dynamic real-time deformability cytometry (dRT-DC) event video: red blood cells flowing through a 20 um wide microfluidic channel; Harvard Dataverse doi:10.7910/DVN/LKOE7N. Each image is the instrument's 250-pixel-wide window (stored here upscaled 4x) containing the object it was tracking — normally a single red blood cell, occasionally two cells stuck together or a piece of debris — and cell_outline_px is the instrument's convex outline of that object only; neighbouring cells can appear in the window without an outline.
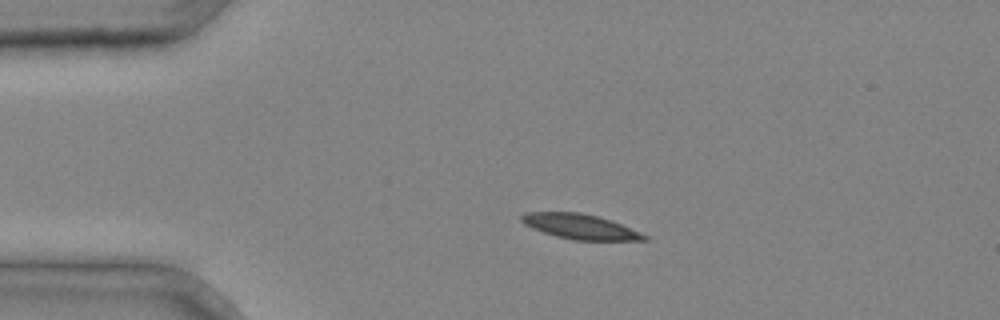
{"species": "common noctule bat (a hibernating species)", "species_latin": "Nyctalus noctula", "temperature_condition": "cold", "stored_images_in_passage": 4, "camera_frame_rate_fps": 3000, "um_per_image_px": 0.085, "animal": {"sex": "male", "body_mass_g": 20.4}, "frame": {"image": 1, "passage_image": 2, "time_ms": 0.333, "image_size_px": [1000, 320], "cell_outline_px": [[648, 240], [576, 240], [556, 236], [532, 228], [524, 224], [520, 220], [520, 216], [524, 212], [580, 212], [600, 216], [612, 220], [640, 232], [648, 236]], "centroid_in_image_um": [49.31, 19.24], "position_along_channel_um": 35.7, "area_um2": 17.92}}
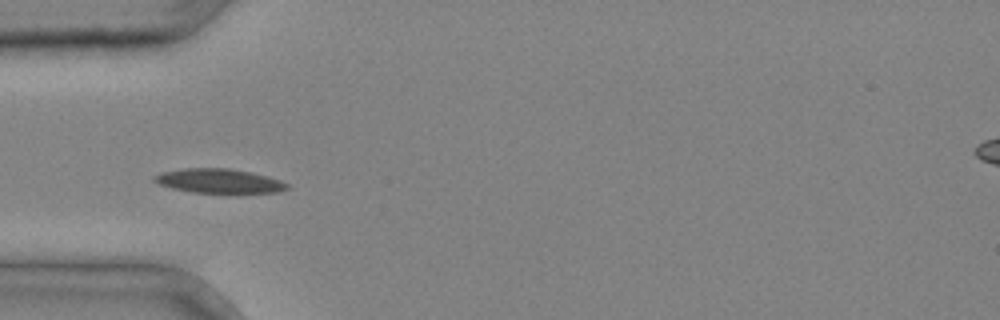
{"frame": {"image": 2, "passage_image": 3, "time_ms": 0.667, "image_size_px": [1000, 320], "cell_outline_px": [[288, 188], [280, 192], [192, 192], [172, 188], [160, 184], [152, 180], [152, 176], [160, 172], [184, 168], [228, 168], [252, 172], [268, 176], [280, 180], [288, 184]], "centroid_in_image_um": [18.58, 15.36], "position_along_channel_um": 66.4, "area_um2": 18.67}}